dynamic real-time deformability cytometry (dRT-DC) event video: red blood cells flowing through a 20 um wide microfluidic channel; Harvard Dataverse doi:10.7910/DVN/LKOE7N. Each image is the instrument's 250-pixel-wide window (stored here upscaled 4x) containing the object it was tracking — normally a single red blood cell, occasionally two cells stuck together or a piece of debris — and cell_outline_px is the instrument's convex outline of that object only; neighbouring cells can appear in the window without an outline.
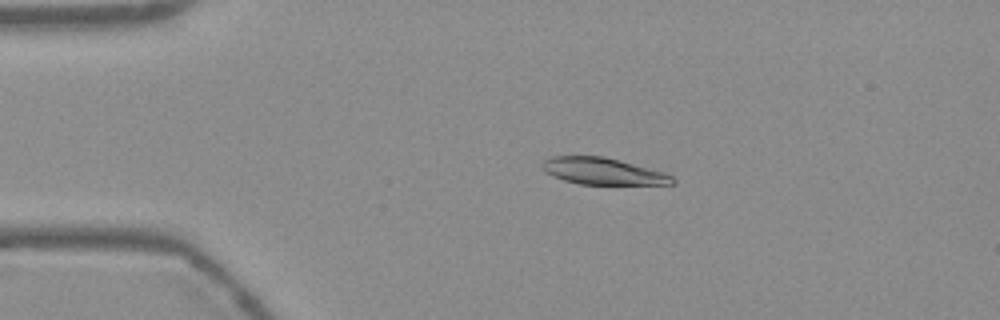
{"species": "Egyptian fruit bat (a non-hibernating species)", "species_latin": "Rousettus aegyptiacus", "temperature_condition": "warm", "stored_images_in_passage": 48, "camera_frame_rate_fps": 3000, "um_per_image_px": 0.085, "frame": {"image": 1, "passage_image": 5, "time_ms": 1.333, "image_size_px": [1000, 320], "cell_outline_px": [[676, 184], [580, 184], [564, 180], [552, 176], [544, 172], [540, 168], [540, 164], [544, 160], [552, 156], [604, 156], [664, 172], [672, 176], [676, 180]], "centroid_in_image_um": [51.2, 14.55], "position_along_channel_um": 33.8, "area_um2": 20.35}}
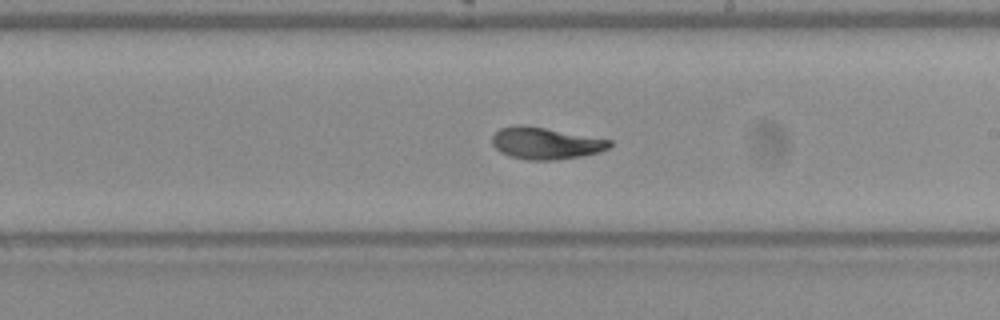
{"frame": {"image": 2, "passage_image": 25, "time_ms": 8.0, "image_size_px": [1000, 320], "cell_outline_px": [[612, 144], [608, 148], [600, 152], [580, 156], [552, 160], [528, 160], [512, 156], [500, 152], [492, 144], [492, 136], [500, 128], [516, 124], [520, 124], [544, 128], [612, 140]], "centroid_in_image_um": [46.36, 12.17], "position_along_channel_um": 242.6, "area_um2": 21.56}}
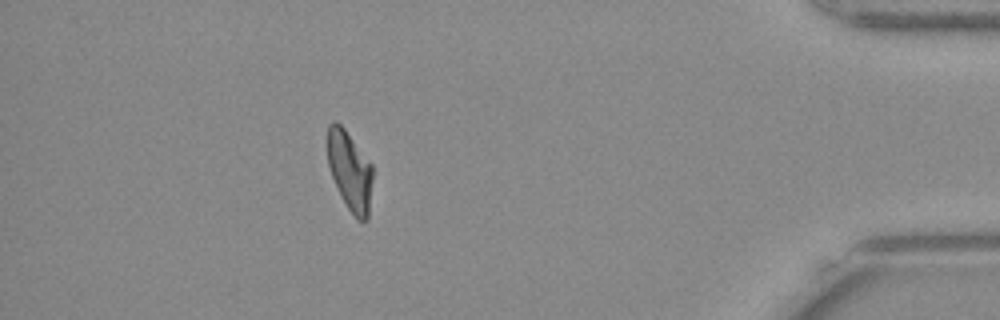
{"frame": {"image": 3, "passage_image": 42, "time_ms": 13.667, "image_size_px": [1000, 320], "cell_outline_px": [[372, 180], [368, 220], [360, 220], [348, 208], [332, 176], [328, 164], [328, 124], [336, 120], [344, 128], [372, 164]], "centroid_in_image_um": [29.74, 14.48], "position_along_channel_um": 405.5, "area_um2": 20.4}, "authors_computed_cell_mechanics": {"area_um2": 21.8195, "velocity_mm_per_s": 3.7613, "shape_relaxation_time_tau1_ms": 8.3368, "shape_relaxation_time_tau2_ms": 2.2578, "deformation_change_tau1": 0.2462, "deformation_change_tau2": 0.0685}}